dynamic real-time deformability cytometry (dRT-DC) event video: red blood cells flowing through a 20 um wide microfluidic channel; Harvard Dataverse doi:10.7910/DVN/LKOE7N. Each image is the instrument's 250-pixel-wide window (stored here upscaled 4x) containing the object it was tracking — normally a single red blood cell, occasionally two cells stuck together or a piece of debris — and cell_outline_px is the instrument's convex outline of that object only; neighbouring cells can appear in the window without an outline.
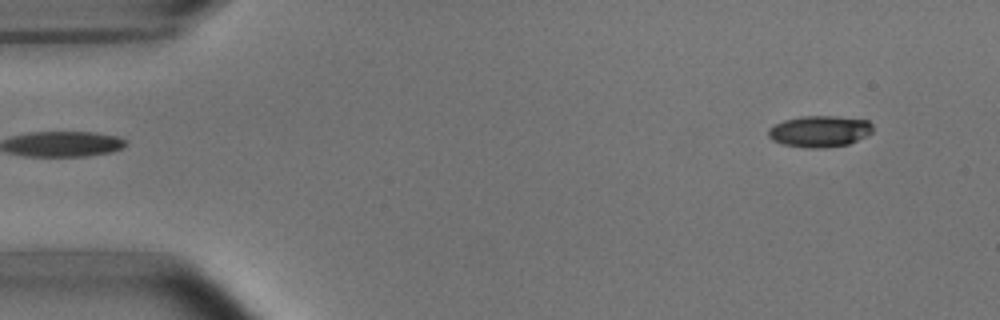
{"species": "common noctule bat (a hibernating species)", "species_latin": "Nyctalus noctula", "temperature_condition": "room temperature", "stored_images_in_passage": 3, "segment_of_instrument_passage": [2, 2], "camera_frame_rate_fps": 3000, "um_per_image_px": 0.085, "animal": {"sex": "male", "body_mass_g": 15.6}, "frame": {"image": 1, "passage_image": 3, "time_ms": 3.0, "image_size_px": [1000, 320], "cell_outline_px": [[872, 132], [848, 144], [824, 148], [804, 148], [784, 144], [772, 140], [768, 136], [768, 128], [784, 120], [800, 116], [836, 116], [868, 120], [872, 124]], "centroid_in_image_um": [69.65, 11.16], "position_along_channel_um": 15.4, "area_um2": 19.07}}